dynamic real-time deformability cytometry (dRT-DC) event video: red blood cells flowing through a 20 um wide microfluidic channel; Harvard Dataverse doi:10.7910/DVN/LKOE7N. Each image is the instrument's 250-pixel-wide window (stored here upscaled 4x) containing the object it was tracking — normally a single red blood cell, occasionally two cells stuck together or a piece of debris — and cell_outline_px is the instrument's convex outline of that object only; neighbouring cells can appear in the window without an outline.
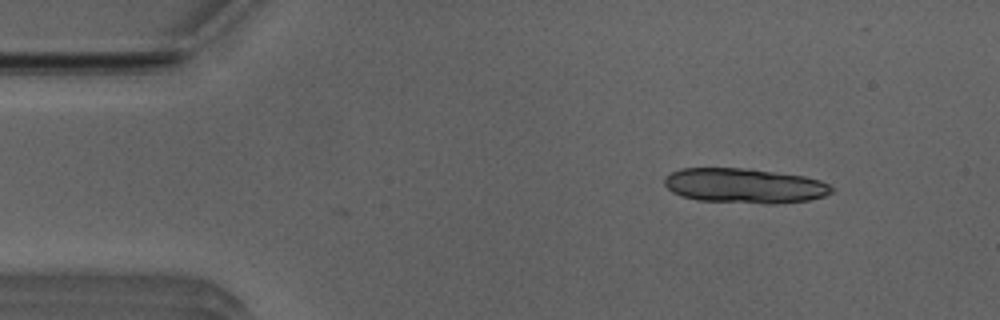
{"species": "Egyptian fruit bat (a non-hibernating species)", "species_latin": "Rousettus aegyptiacus", "temperature_condition": "room temperature", "stored_images_in_passage": 2, "camera_frame_rate_fps": 3000, "um_per_image_px": 0.085, "animal": {"sex": "male"}, "frame": {"image": 1, "passage_image": 2, "time_ms": 0.333, "image_size_px": [1000, 320], "cell_outline_px": [[832, 192], [824, 196], [808, 200], [776, 204], [768, 204], [696, 200], [680, 196], [672, 192], [664, 184], [664, 176], [680, 168], [744, 168], [804, 176], [820, 180], [828, 184], [832, 188]], "centroid_in_image_um": [63.24, 15.79], "position_along_channel_um": 21.8, "area_um2": 34.04}}